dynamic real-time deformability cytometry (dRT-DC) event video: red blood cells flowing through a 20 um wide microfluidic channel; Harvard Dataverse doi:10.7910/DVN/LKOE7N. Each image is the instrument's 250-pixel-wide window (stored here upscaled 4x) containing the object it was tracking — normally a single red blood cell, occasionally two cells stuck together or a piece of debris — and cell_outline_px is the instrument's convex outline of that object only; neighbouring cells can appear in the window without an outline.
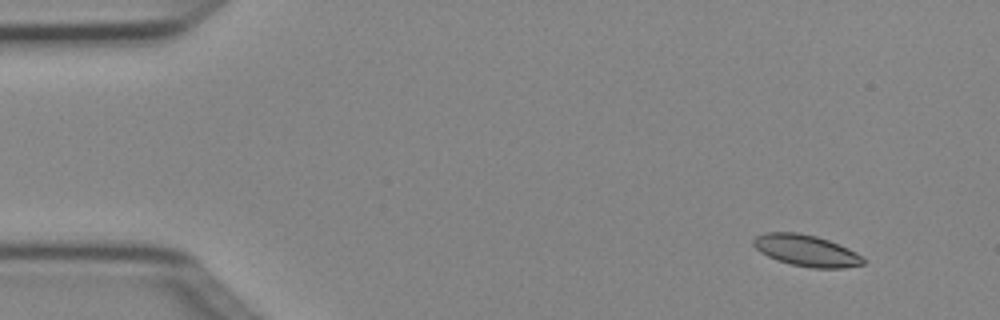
{"species": "Egyptian fruit bat (a non-hibernating species)", "species_latin": "Rousettus aegyptiacus", "temperature_condition": "cold", "stored_images_in_passage": 3, "camera_frame_rate_fps": 3000, "um_per_image_px": 0.085, "animal": {"sex": "female"}, "frame": {"image": 1, "passage_image": 1, "time_ms": 0.0, "image_size_px": [1000, 320], "cell_outline_px": [[864, 264], [844, 268], [812, 268], [792, 264], [776, 260], [760, 252], [752, 244], [752, 240], [756, 236], [764, 232], [796, 232], [816, 236], [828, 240], [848, 248], [864, 256]], "centroid_in_image_um": [68.53, 21.29], "position_along_channel_um": 16.5, "area_um2": 20.17}}
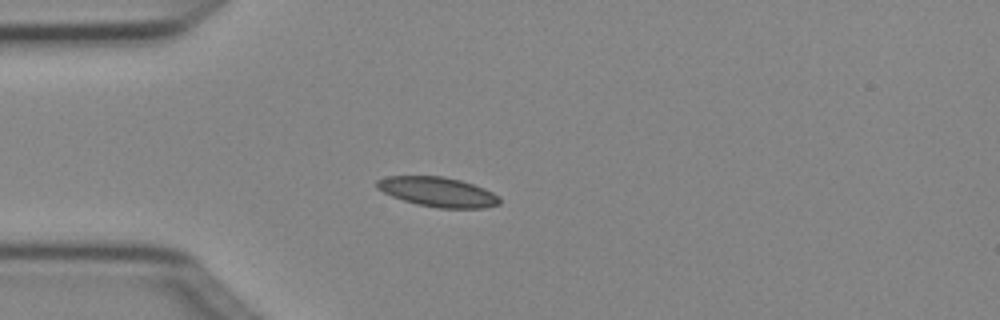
{"frame": {"image": 2, "passage_image": 3, "time_ms": 0.667, "image_size_px": [1000, 320], "cell_outline_px": [[500, 204], [484, 208], [440, 208], [416, 204], [392, 196], [376, 188], [376, 180], [388, 176], [444, 176], [460, 180], [484, 188], [500, 196]], "centroid_in_image_um": [37.22, 16.31], "position_along_channel_um": 47.8, "area_um2": 21.21}}